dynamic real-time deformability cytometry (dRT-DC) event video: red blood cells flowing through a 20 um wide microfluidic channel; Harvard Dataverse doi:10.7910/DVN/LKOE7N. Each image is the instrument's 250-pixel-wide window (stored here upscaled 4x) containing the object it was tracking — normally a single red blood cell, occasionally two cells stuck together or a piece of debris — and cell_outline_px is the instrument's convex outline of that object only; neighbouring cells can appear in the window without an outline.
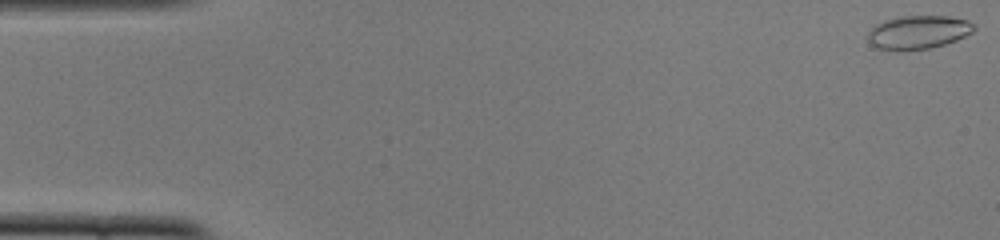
{"species": "common noctule bat (a hibernating species)", "species_latin": "Nyctalus noctula", "temperature_condition": "cold", "stored_images_in_passage": 51, "camera_frame_rate_fps": 3000, "um_per_image_px": 0.085, "animal": {"sex": "female", "body_mass_g": 22.0, "forearm_length_mm": 56.7}, "frame": {"image": 1, "passage_image": 1, "time_ms": 0.0, "image_size_px": [1000, 240], "cell_outline_px": [[976, 28], [972, 32], [956, 40], [944, 44], [928, 48], [896, 52], [876, 48], [864, 36], [876, 24], [884, 20], [900, 16], [948, 16], [968, 20], [976, 24]], "centroid_in_image_um": [78.01, 2.75], "position_along_channel_um": 7.0, "area_um2": 21.04}}
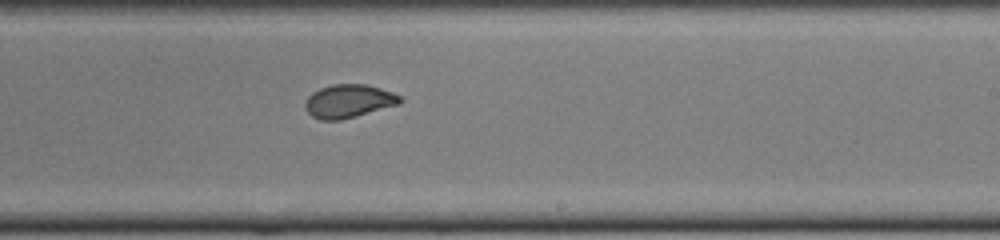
{"frame": {"image": 2, "passage_image": 31, "time_ms": 10.0, "image_size_px": [1000, 240], "cell_outline_px": [[404, 100], [400, 104], [356, 116], [340, 120], [320, 120], [312, 116], [308, 112], [304, 104], [308, 96], [312, 92], [320, 88], [332, 84], [368, 84], [392, 92], [400, 96]], "centroid_in_image_um": [29.65, 8.59], "position_along_channel_um": 259.4, "area_um2": 18.5}}
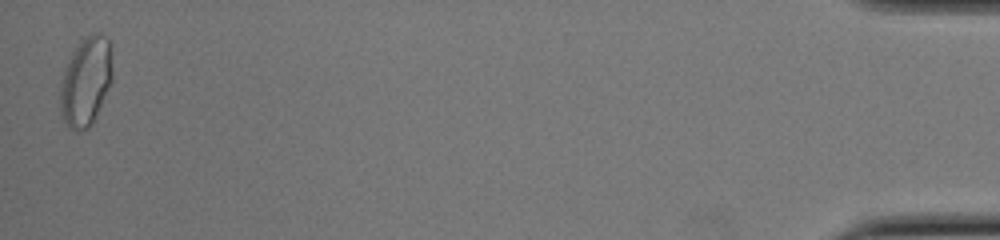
{"frame": {"image": 3, "passage_image": 51, "time_ms": 16.667, "image_size_px": [1000, 240], "cell_outline_px": [[112, 80], [92, 124], [88, 128], [80, 132], [76, 132], [68, 128], [60, 112], [60, 84], [68, 60], [72, 52], [80, 40], [84, 36], [92, 32], [96, 32], [108, 36], [112, 68]], "centroid_in_image_um": [7.28, 6.92], "position_along_channel_um": 427.9, "area_um2": 27.28}}